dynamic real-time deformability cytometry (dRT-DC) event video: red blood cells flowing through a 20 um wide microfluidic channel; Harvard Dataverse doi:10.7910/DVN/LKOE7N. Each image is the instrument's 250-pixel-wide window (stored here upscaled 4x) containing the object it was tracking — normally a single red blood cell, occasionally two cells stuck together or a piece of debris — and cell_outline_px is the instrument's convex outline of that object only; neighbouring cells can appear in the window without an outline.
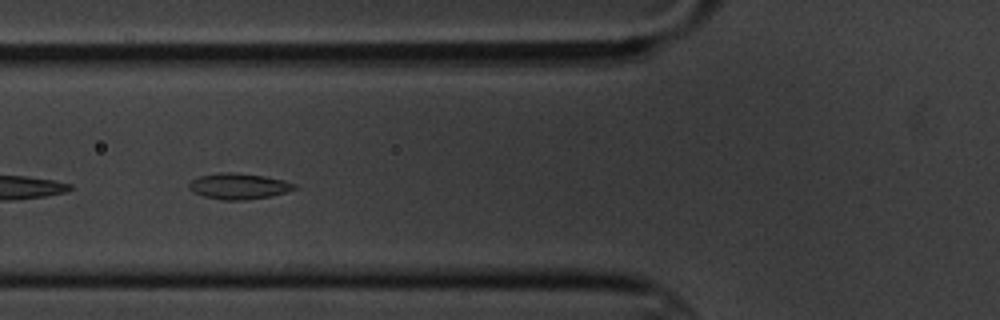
{"species": "common noctule bat (a hibernating species)", "species_latin": "Nyctalus noctula", "temperature_condition": "cold", "stored_images_in_passage": 14, "camera_frame_rate_fps": 3000, "um_per_image_px": 0.085, "animal": {"sex": "male", "body_mass_g": 20.1, "forearm_length_mm": 53.5}, "frame": {"image": 1, "passage_image": 5, "time_ms": 5.667, "image_size_px": [1000, 320], "cell_outline_px": [[296, 188], [272, 196], [244, 200], [224, 200], [204, 196], [192, 192], [188, 188], [188, 184], [192, 180], [200, 176], [220, 172], [232, 172], [264, 176], [284, 180], [296, 184]], "centroid_in_image_um": [20.27, 15.82], "position_along_channel_um": 105.5, "area_um2": 15.84}}
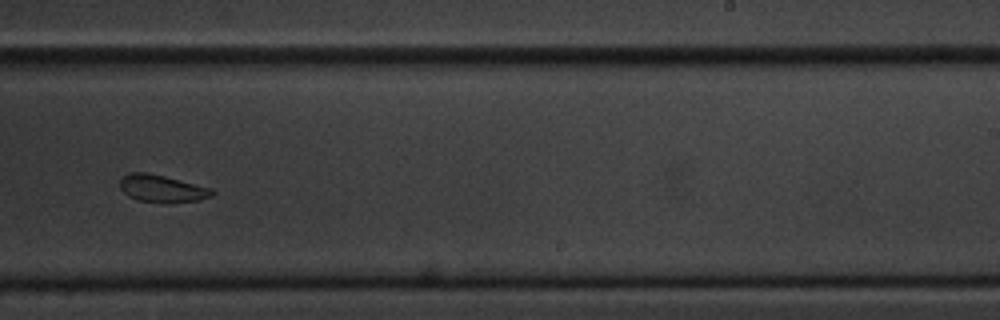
{"frame": {"image": 2, "passage_image": 9, "time_ms": 10.667, "image_size_px": [1000, 320], "cell_outline_px": [[216, 192], [212, 196], [196, 200], [172, 204], [160, 204], [140, 200], [128, 196], [120, 188], [120, 180], [124, 176], [132, 172], [148, 172], [212, 188]], "centroid_in_image_um": [13.79, 16.05], "position_along_channel_um": 275.2, "area_um2": 14.85}}
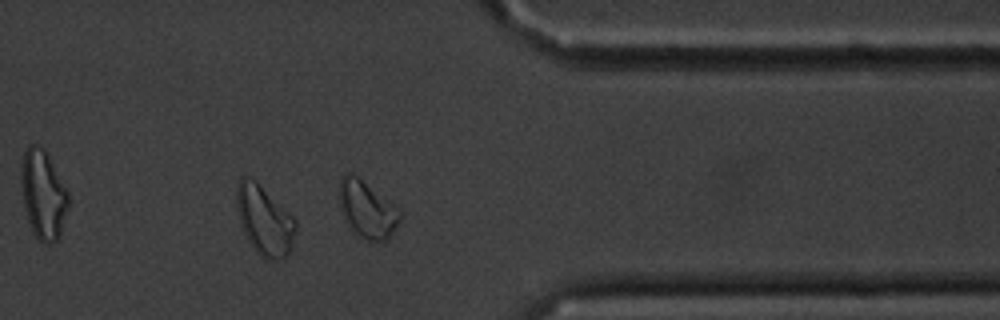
{"frame": {"image": 3, "passage_image": 12, "time_ms": 14.0, "image_size_px": [1000, 320], "cell_outline_px": [[296, 228], [292, 244], [288, 256], [276, 260], [264, 260], [260, 256], [248, 240], [244, 232], [240, 220], [236, 204], [236, 184], [240, 176], [248, 176], [256, 180], [296, 220]], "centroid_in_image_um": [22.46, 18.71], "position_along_channel_um": 388.9, "area_um2": 23.93}, "authors_computed_cell_mechanics": {"area_um2": 15.8372, "velocity_mm_per_s": 3.4063, "shape_relaxation_time_tau1_ms": 1.9052, "shape_relaxation_time_tau2_ms": 5.0463, "deformation_change_tau1": 0.0517, "deformation_change_tau2": 0.0861}}